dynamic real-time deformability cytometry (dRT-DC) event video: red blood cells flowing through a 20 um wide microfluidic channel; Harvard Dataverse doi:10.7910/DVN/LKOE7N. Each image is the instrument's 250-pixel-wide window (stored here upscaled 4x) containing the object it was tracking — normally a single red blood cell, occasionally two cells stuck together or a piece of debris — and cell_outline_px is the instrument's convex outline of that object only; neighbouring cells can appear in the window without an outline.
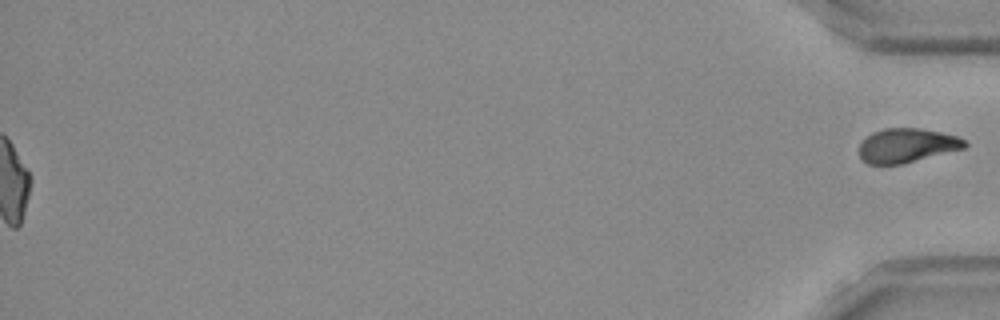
{"species": "Egyptian fruit bat (a non-hibernating species)", "species_latin": "Rousettus aegyptiacus", "temperature_condition": "room temperature", "stored_images_in_passage": 53, "segment_of_instrument_passage": [2, 2], "camera_frame_rate_fps": 3000, "um_per_image_px": 0.085, "frame": {"image": 1, "passage_image": 53, "time_ms": 17.333, "image_size_px": [1000, 320], "cell_outline_px": [[968, 144], [964, 148], [900, 164], [868, 164], [860, 156], [860, 144], [872, 132], [884, 128], [920, 128], [960, 136]], "centroid_in_image_um": [77.1, 12.35], "position_along_channel_um": 358.1, "area_um2": 20.75}}